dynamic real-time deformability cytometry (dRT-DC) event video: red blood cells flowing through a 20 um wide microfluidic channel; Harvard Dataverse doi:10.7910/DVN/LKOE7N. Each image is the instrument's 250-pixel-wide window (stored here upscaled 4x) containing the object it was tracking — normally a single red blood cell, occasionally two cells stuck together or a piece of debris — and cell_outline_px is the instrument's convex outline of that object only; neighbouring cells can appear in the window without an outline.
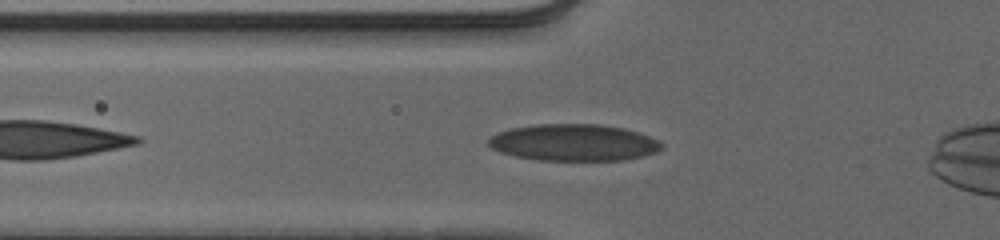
{"species": "human", "species_latin": "Homo sapiens", "temperature_condition": "cold", "stored_images_in_passage": 41, "camera_frame_rate_fps": 3000, "um_per_image_px": 0.085, "donor": {"sex": "male"}, "frame": {"image": 1, "passage_image": 8, "time_ms": 2.333, "image_size_px": [1000, 240], "cell_outline_px": [[664, 148], [656, 152], [644, 156], [624, 160], [540, 160], [516, 156], [500, 152], [492, 148], [488, 144], [488, 140], [492, 136], [500, 132], [512, 128], [536, 124], [600, 124], [624, 128], [648, 136], [664, 144]], "centroid_in_image_um": [48.8, 12.12], "position_along_channel_um": 77.0, "area_um2": 36.93}}
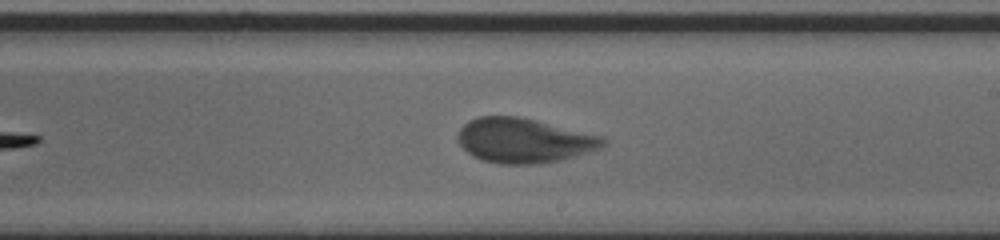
{"frame": {"image": 2, "passage_image": 21, "time_ms": 6.667, "image_size_px": [1000, 240], "cell_outline_px": [[608, 144], [600, 148], [560, 160], [536, 164], [500, 164], [480, 160], [472, 156], [460, 144], [460, 128], [468, 120], [476, 116], [520, 116], [604, 136], [608, 140]], "centroid_in_image_um": [44.57, 11.93], "position_along_channel_um": 244.4, "area_um2": 37.92}}
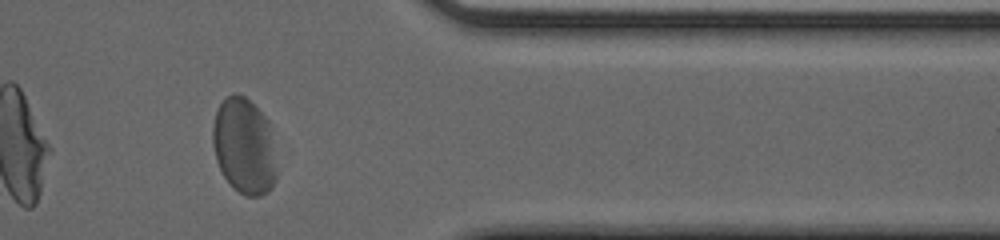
{"frame": {"image": 3, "passage_image": 33, "time_ms": 10.667, "image_size_px": [1000, 240], "cell_outline_px": [[276, 180], [268, 192], [260, 196], [244, 196], [224, 176], [216, 160], [212, 144], [212, 124], [216, 112], [220, 104], [232, 92], [236, 92], [244, 96], [268, 120], [276, 172]], "centroid_in_image_um": [20.72, 12.42], "position_along_channel_um": 390.7, "area_um2": 35.32}, "authors_computed_cell_mechanics": {"area_um2": 37.8012, "velocity_mm_per_s": 3.8839, "shape_relaxation_time_tau1_ms": 3.5323, "shape_relaxation_time_tau2_ms": null, "deformation_change_tau1": 0.149, "deformation_change_tau2": null}}